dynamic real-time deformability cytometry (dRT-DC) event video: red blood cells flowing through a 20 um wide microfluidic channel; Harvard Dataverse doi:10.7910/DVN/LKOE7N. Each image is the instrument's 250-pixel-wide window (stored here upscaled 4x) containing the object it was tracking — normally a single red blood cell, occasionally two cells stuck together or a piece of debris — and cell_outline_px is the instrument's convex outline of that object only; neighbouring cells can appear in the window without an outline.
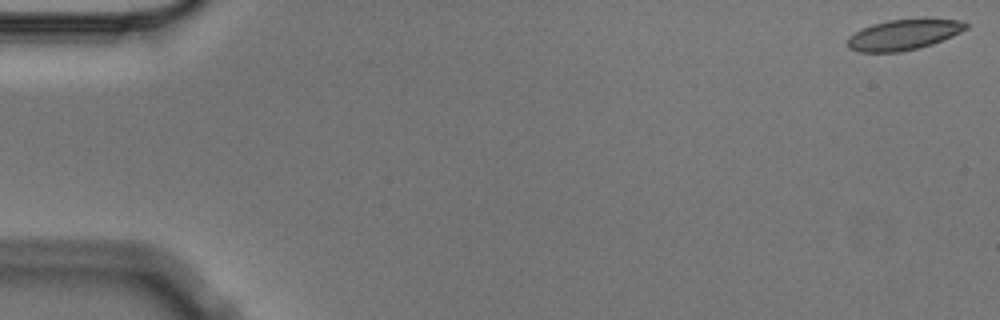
{"species": "Egyptian fruit bat (a non-hibernating species)", "species_latin": "Rousettus aegyptiacus", "temperature_condition": "cold", "stored_images_in_passage": 5, "camera_frame_rate_fps": 3000, "um_per_image_px": 0.085, "animal": {"sex": "male"}, "frame": {"image": 1, "passage_image": 1, "time_ms": 0.0, "image_size_px": [1000, 320], "cell_outline_px": [[968, 28], [952, 36], [932, 44], [900, 52], [860, 52], [848, 48], [848, 36], [872, 24], [888, 20], [924, 16], [928, 16], [960, 20], [968, 24]], "centroid_in_image_um": [76.87, 2.9], "position_along_channel_um": 8.1, "area_um2": 21.62}}
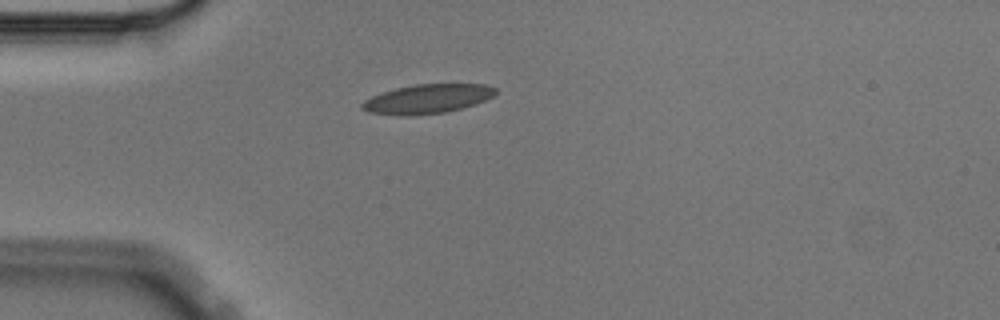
{"frame": {"image": 2, "passage_image": 5, "time_ms": 1.333, "image_size_px": [1000, 320], "cell_outline_px": [[496, 92], [492, 96], [476, 104], [444, 112], [408, 116], [368, 112], [360, 108], [360, 104], [364, 100], [372, 96], [396, 88], [416, 84], [488, 84], [496, 88]], "centroid_in_image_um": [36.32, 8.4], "position_along_channel_um": 48.7, "area_um2": 22.54}}